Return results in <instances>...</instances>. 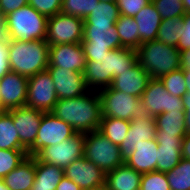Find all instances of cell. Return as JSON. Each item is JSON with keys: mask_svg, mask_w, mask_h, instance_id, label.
<instances>
[{"mask_svg": "<svg viewBox=\"0 0 190 190\" xmlns=\"http://www.w3.org/2000/svg\"><path fill=\"white\" fill-rule=\"evenodd\" d=\"M51 113L71 125L76 133L87 134L100 128L101 99L98 91L90 90L77 98L58 99Z\"/></svg>", "mask_w": 190, "mask_h": 190, "instance_id": "1", "label": "cell"}, {"mask_svg": "<svg viewBox=\"0 0 190 190\" xmlns=\"http://www.w3.org/2000/svg\"><path fill=\"white\" fill-rule=\"evenodd\" d=\"M137 62V52L132 48L110 50L107 55L94 57L87 61L83 73L90 90H100L111 86L113 79L123 71H127Z\"/></svg>", "mask_w": 190, "mask_h": 190, "instance_id": "2", "label": "cell"}, {"mask_svg": "<svg viewBox=\"0 0 190 190\" xmlns=\"http://www.w3.org/2000/svg\"><path fill=\"white\" fill-rule=\"evenodd\" d=\"M8 52L11 71L26 77L45 71L49 65L46 39L28 42L8 39Z\"/></svg>", "mask_w": 190, "mask_h": 190, "instance_id": "3", "label": "cell"}, {"mask_svg": "<svg viewBox=\"0 0 190 190\" xmlns=\"http://www.w3.org/2000/svg\"><path fill=\"white\" fill-rule=\"evenodd\" d=\"M47 20L28 4L5 16L2 25L6 39L28 42L45 39Z\"/></svg>", "mask_w": 190, "mask_h": 190, "instance_id": "4", "label": "cell"}, {"mask_svg": "<svg viewBox=\"0 0 190 190\" xmlns=\"http://www.w3.org/2000/svg\"><path fill=\"white\" fill-rule=\"evenodd\" d=\"M136 52L137 61L151 78H160L181 68L180 50L158 40L142 43Z\"/></svg>", "mask_w": 190, "mask_h": 190, "instance_id": "5", "label": "cell"}, {"mask_svg": "<svg viewBox=\"0 0 190 190\" xmlns=\"http://www.w3.org/2000/svg\"><path fill=\"white\" fill-rule=\"evenodd\" d=\"M101 99L102 117L131 121L135 118L150 117L140 98L115 90L111 86L98 90Z\"/></svg>", "mask_w": 190, "mask_h": 190, "instance_id": "6", "label": "cell"}, {"mask_svg": "<svg viewBox=\"0 0 190 190\" xmlns=\"http://www.w3.org/2000/svg\"><path fill=\"white\" fill-rule=\"evenodd\" d=\"M83 156L106 174L124 164L120 148L99 130L85 134Z\"/></svg>", "mask_w": 190, "mask_h": 190, "instance_id": "7", "label": "cell"}, {"mask_svg": "<svg viewBox=\"0 0 190 190\" xmlns=\"http://www.w3.org/2000/svg\"><path fill=\"white\" fill-rule=\"evenodd\" d=\"M83 31V18L60 12L48 18L45 39L49 46L81 43Z\"/></svg>", "mask_w": 190, "mask_h": 190, "instance_id": "8", "label": "cell"}, {"mask_svg": "<svg viewBox=\"0 0 190 190\" xmlns=\"http://www.w3.org/2000/svg\"><path fill=\"white\" fill-rule=\"evenodd\" d=\"M85 134L76 133L60 144L41 149L34 157L46 164L65 169L74 160L83 157Z\"/></svg>", "mask_w": 190, "mask_h": 190, "instance_id": "9", "label": "cell"}, {"mask_svg": "<svg viewBox=\"0 0 190 190\" xmlns=\"http://www.w3.org/2000/svg\"><path fill=\"white\" fill-rule=\"evenodd\" d=\"M75 134L76 132L71 125L59 119L51 112H44L35 145L28 151V155L35 156L41 149L60 144Z\"/></svg>", "mask_w": 190, "mask_h": 190, "instance_id": "10", "label": "cell"}, {"mask_svg": "<svg viewBox=\"0 0 190 190\" xmlns=\"http://www.w3.org/2000/svg\"><path fill=\"white\" fill-rule=\"evenodd\" d=\"M57 100L55 85L47 70L28 77L25 106L43 112H51Z\"/></svg>", "mask_w": 190, "mask_h": 190, "instance_id": "11", "label": "cell"}, {"mask_svg": "<svg viewBox=\"0 0 190 190\" xmlns=\"http://www.w3.org/2000/svg\"><path fill=\"white\" fill-rule=\"evenodd\" d=\"M140 101L153 117L163 112L184 111L182 97L169 94L159 78L150 79Z\"/></svg>", "mask_w": 190, "mask_h": 190, "instance_id": "12", "label": "cell"}, {"mask_svg": "<svg viewBox=\"0 0 190 190\" xmlns=\"http://www.w3.org/2000/svg\"><path fill=\"white\" fill-rule=\"evenodd\" d=\"M46 70L54 82L58 99L77 98L90 91L82 72L54 66H48Z\"/></svg>", "mask_w": 190, "mask_h": 190, "instance_id": "13", "label": "cell"}, {"mask_svg": "<svg viewBox=\"0 0 190 190\" xmlns=\"http://www.w3.org/2000/svg\"><path fill=\"white\" fill-rule=\"evenodd\" d=\"M8 112L12 115L22 146L29 151L35 145L44 112L27 106L12 108Z\"/></svg>", "mask_w": 190, "mask_h": 190, "instance_id": "14", "label": "cell"}, {"mask_svg": "<svg viewBox=\"0 0 190 190\" xmlns=\"http://www.w3.org/2000/svg\"><path fill=\"white\" fill-rule=\"evenodd\" d=\"M28 77L8 72L0 79V108L8 111L26 105Z\"/></svg>", "mask_w": 190, "mask_h": 190, "instance_id": "15", "label": "cell"}, {"mask_svg": "<svg viewBox=\"0 0 190 190\" xmlns=\"http://www.w3.org/2000/svg\"><path fill=\"white\" fill-rule=\"evenodd\" d=\"M87 61L81 43L49 46V65L84 73Z\"/></svg>", "mask_w": 190, "mask_h": 190, "instance_id": "16", "label": "cell"}, {"mask_svg": "<svg viewBox=\"0 0 190 190\" xmlns=\"http://www.w3.org/2000/svg\"><path fill=\"white\" fill-rule=\"evenodd\" d=\"M156 130L155 117L153 116L132 119L127 136L119 146L124 162L129 159L140 143L155 139Z\"/></svg>", "mask_w": 190, "mask_h": 190, "instance_id": "17", "label": "cell"}, {"mask_svg": "<svg viewBox=\"0 0 190 190\" xmlns=\"http://www.w3.org/2000/svg\"><path fill=\"white\" fill-rule=\"evenodd\" d=\"M64 175L82 190L106 184V173L84 156L68 165L64 169Z\"/></svg>", "mask_w": 190, "mask_h": 190, "instance_id": "18", "label": "cell"}, {"mask_svg": "<svg viewBox=\"0 0 190 190\" xmlns=\"http://www.w3.org/2000/svg\"><path fill=\"white\" fill-rule=\"evenodd\" d=\"M151 77L137 61L129 70L113 79L111 87L128 95L141 97Z\"/></svg>", "mask_w": 190, "mask_h": 190, "instance_id": "19", "label": "cell"}, {"mask_svg": "<svg viewBox=\"0 0 190 190\" xmlns=\"http://www.w3.org/2000/svg\"><path fill=\"white\" fill-rule=\"evenodd\" d=\"M184 137L173 135H156L158 155L156 171L167 173L179 164L182 159L181 145Z\"/></svg>", "mask_w": 190, "mask_h": 190, "instance_id": "20", "label": "cell"}, {"mask_svg": "<svg viewBox=\"0 0 190 190\" xmlns=\"http://www.w3.org/2000/svg\"><path fill=\"white\" fill-rule=\"evenodd\" d=\"M158 143L156 139L143 141L132 152L125 163L138 173L144 174L156 171Z\"/></svg>", "mask_w": 190, "mask_h": 190, "instance_id": "21", "label": "cell"}, {"mask_svg": "<svg viewBox=\"0 0 190 190\" xmlns=\"http://www.w3.org/2000/svg\"><path fill=\"white\" fill-rule=\"evenodd\" d=\"M82 47L110 48L111 50L122 48L116 26L111 28L84 27Z\"/></svg>", "mask_w": 190, "mask_h": 190, "instance_id": "22", "label": "cell"}, {"mask_svg": "<svg viewBox=\"0 0 190 190\" xmlns=\"http://www.w3.org/2000/svg\"><path fill=\"white\" fill-rule=\"evenodd\" d=\"M2 180L10 190H30L35 180V157L28 155Z\"/></svg>", "mask_w": 190, "mask_h": 190, "instance_id": "23", "label": "cell"}, {"mask_svg": "<svg viewBox=\"0 0 190 190\" xmlns=\"http://www.w3.org/2000/svg\"><path fill=\"white\" fill-rule=\"evenodd\" d=\"M133 18L138 24L141 44L156 40L162 18L152 2L143 7Z\"/></svg>", "mask_w": 190, "mask_h": 190, "instance_id": "24", "label": "cell"}, {"mask_svg": "<svg viewBox=\"0 0 190 190\" xmlns=\"http://www.w3.org/2000/svg\"><path fill=\"white\" fill-rule=\"evenodd\" d=\"M141 176V173L124 163L106 174V185L108 190H137Z\"/></svg>", "mask_w": 190, "mask_h": 190, "instance_id": "25", "label": "cell"}, {"mask_svg": "<svg viewBox=\"0 0 190 190\" xmlns=\"http://www.w3.org/2000/svg\"><path fill=\"white\" fill-rule=\"evenodd\" d=\"M64 176L63 168L46 164L35 158V180L30 190H56Z\"/></svg>", "mask_w": 190, "mask_h": 190, "instance_id": "26", "label": "cell"}, {"mask_svg": "<svg viewBox=\"0 0 190 190\" xmlns=\"http://www.w3.org/2000/svg\"><path fill=\"white\" fill-rule=\"evenodd\" d=\"M119 16L117 3L99 1L93 12L84 19V27L111 28Z\"/></svg>", "mask_w": 190, "mask_h": 190, "instance_id": "27", "label": "cell"}, {"mask_svg": "<svg viewBox=\"0 0 190 190\" xmlns=\"http://www.w3.org/2000/svg\"><path fill=\"white\" fill-rule=\"evenodd\" d=\"M185 111L163 112L155 117L156 135H173L184 137L185 130Z\"/></svg>", "mask_w": 190, "mask_h": 190, "instance_id": "28", "label": "cell"}, {"mask_svg": "<svg viewBox=\"0 0 190 190\" xmlns=\"http://www.w3.org/2000/svg\"><path fill=\"white\" fill-rule=\"evenodd\" d=\"M0 149L26 150L20 142L12 115L8 111L0 113Z\"/></svg>", "mask_w": 190, "mask_h": 190, "instance_id": "29", "label": "cell"}, {"mask_svg": "<svg viewBox=\"0 0 190 190\" xmlns=\"http://www.w3.org/2000/svg\"><path fill=\"white\" fill-rule=\"evenodd\" d=\"M115 26L123 47L136 50L141 45L138 24L133 17L120 14Z\"/></svg>", "mask_w": 190, "mask_h": 190, "instance_id": "30", "label": "cell"}, {"mask_svg": "<svg viewBox=\"0 0 190 190\" xmlns=\"http://www.w3.org/2000/svg\"><path fill=\"white\" fill-rule=\"evenodd\" d=\"M130 121L112 117H102L99 131L113 144L121 145L127 136Z\"/></svg>", "mask_w": 190, "mask_h": 190, "instance_id": "31", "label": "cell"}, {"mask_svg": "<svg viewBox=\"0 0 190 190\" xmlns=\"http://www.w3.org/2000/svg\"><path fill=\"white\" fill-rule=\"evenodd\" d=\"M182 27L183 17L163 19L156 40L163 42L166 45L177 47L178 41L181 37Z\"/></svg>", "mask_w": 190, "mask_h": 190, "instance_id": "32", "label": "cell"}, {"mask_svg": "<svg viewBox=\"0 0 190 190\" xmlns=\"http://www.w3.org/2000/svg\"><path fill=\"white\" fill-rule=\"evenodd\" d=\"M166 176L170 190H190V160L182 158Z\"/></svg>", "mask_w": 190, "mask_h": 190, "instance_id": "33", "label": "cell"}, {"mask_svg": "<svg viewBox=\"0 0 190 190\" xmlns=\"http://www.w3.org/2000/svg\"><path fill=\"white\" fill-rule=\"evenodd\" d=\"M169 94L175 97H183L187 93V85L183 69L172 71L159 78Z\"/></svg>", "mask_w": 190, "mask_h": 190, "instance_id": "34", "label": "cell"}, {"mask_svg": "<svg viewBox=\"0 0 190 190\" xmlns=\"http://www.w3.org/2000/svg\"><path fill=\"white\" fill-rule=\"evenodd\" d=\"M99 0H64L61 13L85 19L93 12Z\"/></svg>", "mask_w": 190, "mask_h": 190, "instance_id": "35", "label": "cell"}, {"mask_svg": "<svg viewBox=\"0 0 190 190\" xmlns=\"http://www.w3.org/2000/svg\"><path fill=\"white\" fill-rule=\"evenodd\" d=\"M28 156L27 150L0 149V179L15 169Z\"/></svg>", "mask_w": 190, "mask_h": 190, "instance_id": "36", "label": "cell"}, {"mask_svg": "<svg viewBox=\"0 0 190 190\" xmlns=\"http://www.w3.org/2000/svg\"><path fill=\"white\" fill-rule=\"evenodd\" d=\"M159 12L162 20L174 17H183L185 11L181 0H151Z\"/></svg>", "mask_w": 190, "mask_h": 190, "instance_id": "37", "label": "cell"}, {"mask_svg": "<svg viewBox=\"0 0 190 190\" xmlns=\"http://www.w3.org/2000/svg\"><path fill=\"white\" fill-rule=\"evenodd\" d=\"M141 190H170L166 173L152 171L141 176Z\"/></svg>", "mask_w": 190, "mask_h": 190, "instance_id": "38", "label": "cell"}, {"mask_svg": "<svg viewBox=\"0 0 190 190\" xmlns=\"http://www.w3.org/2000/svg\"><path fill=\"white\" fill-rule=\"evenodd\" d=\"M35 10L47 18L53 17L57 13L61 12L62 2L61 0H28Z\"/></svg>", "mask_w": 190, "mask_h": 190, "instance_id": "39", "label": "cell"}, {"mask_svg": "<svg viewBox=\"0 0 190 190\" xmlns=\"http://www.w3.org/2000/svg\"><path fill=\"white\" fill-rule=\"evenodd\" d=\"M151 0H117L119 13L124 16L134 17Z\"/></svg>", "mask_w": 190, "mask_h": 190, "instance_id": "40", "label": "cell"}, {"mask_svg": "<svg viewBox=\"0 0 190 190\" xmlns=\"http://www.w3.org/2000/svg\"><path fill=\"white\" fill-rule=\"evenodd\" d=\"M177 48L182 51L190 48V12L183 16V27Z\"/></svg>", "mask_w": 190, "mask_h": 190, "instance_id": "41", "label": "cell"}, {"mask_svg": "<svg viewBox=\"0 0 190 190\" xmlns=\"http://www.w3.org/2000/svg\"><path fill=\"white\" fill-rule=\"evenodd\" d=\"M28 0H0V17L3 19L9 13L28 5Z\"/></svg>", "mask_w": 190, "mask_h": 190, "instance_id": "42", "label": "cell"}, {"mask_svg": "<svg viewBox=\"0 0 190 190\" xmlns=\"http://www.w3.org/2000/svg\"><path fill=\"white\" fill-rule=\"evenodd\" d=\"M8 39L0 44V79L10 72Z\"/></svg>", "mask_w": 190, "mask_h": 190, "instance_id": "43", "label": "cell"}, {"mask_svg": "<svg viewBox=\"0 0 190 190\" xmlns=\"http://www.w3.org/2000/svg\"><path fill=\"white\" fill-rule=\"evenodd\" d=\"M86 61H94V57H101L107 55L111 50L110 48H99V47H83Z\"/></svg>", "mask_w": 190, "mask_h": 190, "instance_id": "44", "label": "cell"}, {"mask_svg": "<svg viewBox=\"0 0 190 190\" xmlns=\"http://www.w3.org/2000/svg\"><path fill=\"white\" fill-rule=\"evenodd\" d=\"M183 107L185 111V130L190 135V93H186L183 97Z\"/></svg>", "mask_w": 190, "mask_h": 190, "instance_id": "45", "label": "cell"}, {"mask_svg": "<svg viewBox=\"0 0 190 190\" xmlns=\"http://www.w3.org/2000/svg\"><path fill=\"white\" fill-rule=\"evenodd\" d=\"M56 190H82L72 180L64 176L56 187Z\"/></svg>", "mask_w": 190, "mask_h": 190, "instance_id": "46", "label": "cell"}, {"mask_svg": "<svg viewBox=\"0 0 190 190\" xmlns=\"http://www.w3.org/2000/svg\"><path fill=\"white\" fill-rule=\"evenodd\" d=\"M182 158L190 160V135L186 134L182 140L181 145Z\"/></svg>", "mask_w": 190, "mask_h": 190, "instance_id": "47", "label": "cell"}, {"mask_svg": "<svg viewBox=\"0 0 190 190\" xmlns=\"http://www.w3.org/2000/svg\"><path fill=\"white\" fill-rule=\"evenodd\" d=\"M181 69L190 70V48L180 51Z\"/></svg>", "mask_w": 190, "mask_h": 190, "instance_id": "48", "label": "cell"}, {"mask_svg": "<svg viewBox=\"0 0 190 190\" xmlns=\"http://www.w3.org/2000/svg\"><path fill=\"white\" fill-rule=\"evenodd\" d=\"M185 83L187 85V92L190 93V70H183Z\"/></svg>", "mask_w": 190, "mask_h": 190, "instance_id": "49", "label": "cell"}, {"mask_svg": "<svg viewBox=\"0 0 190 190\" xmlns=\"http://www.w3.org/2000/svg\"><path fill=\"white\" fill-rule=\"evenodd\" d=\"M185 13L190 12V0H181Z\"/></svg>", "mask_w": 190, "mask_h": 190, "instance_id": "50", "label": "cell"}, {"mask_svg": "<svg viewBox=\"0 0 190 190\" xmlns=\"http://www.w3.org/2000/svg\"><path fill=\"white\" fill-rule=\"evenodd\" d=\"M83 190H108L107 185L103 184V185H99V186H95V187H90L87 189H83Z\"/></svg>", "mask_w": 190, "mask_h": 190, "instance_id": "51", "label": "cell"}, {"mask_svg": "<svg viewBox=\"0 0 190 190\" xmlns=\"http://www.w3.org/2000/svg\"><path fill=\"white\" fill-rule=\"evenodd\" d=\"M6 40L5 32L2 23L0 24V44Z\"/></svg>", "mask_w": 190, "mask_h": 190, "instance_id": "52", "label": "cell"}, {"mask_svg": "<svg viewBox=\"0 0 190 190\" xmlns=\"http://www.w3.org/2000/svg\"><path fill=\"white\" fill-rule=\"evenodd\" d=\"M0 190H10L2 179H0Z\"/></svg>", "mask_w": 190, "mask_h": 190, "instance_id": "53", "label": "cell"}, {"mask_svg": "<svg viewBox=\"0 0 190 190\" xmlns=\"http://www.w3.org/2000/svg\"><path fill=\"white\" fill-rule=\"evenodd\" d=\"M99 1H102V2H113V3H116L117 0H99Z\"/></svg>", "mask_w": 190, "mask_h": 190, "instance_id": "54", "label": "cell"}]
</instances>
